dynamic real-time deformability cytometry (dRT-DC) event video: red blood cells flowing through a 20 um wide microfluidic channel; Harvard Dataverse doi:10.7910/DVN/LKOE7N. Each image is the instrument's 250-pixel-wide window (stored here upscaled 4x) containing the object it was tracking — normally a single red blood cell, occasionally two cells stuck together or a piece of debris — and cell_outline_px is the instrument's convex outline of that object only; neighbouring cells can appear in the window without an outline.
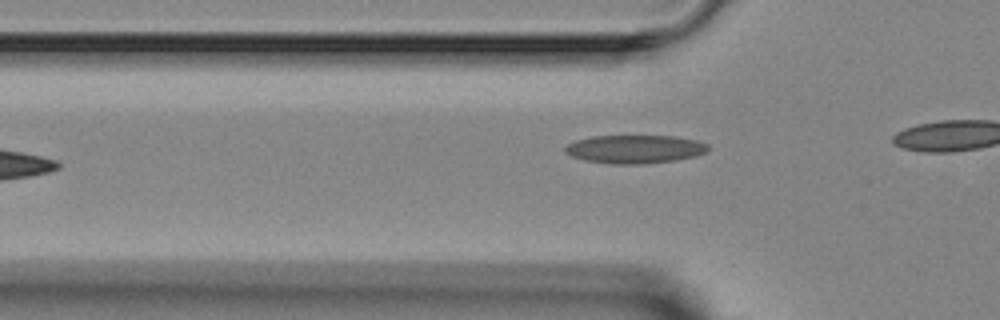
{"species": "Egyptian fruit bat (a non-hibernating species)", "species_latin": "Rousettus aegyptiacus", "temperature_condition": "room temperature", "stored_images_in_passage": 8, "camera_frame_rate_fps": 3000, "um_per_image_px": 0.085, "animal": {"sex": "female"}, "frame": {"image": 1, "passage_image": 5, "time_ms": 4.667, "image_size_px": [1000, 320], "cell_outline_px": [[708, 152], [696, 156], [676, 160], [644, 164], [612, 164], [584, 160], [572, 156], [564, 152], [564, 148], [568, 144], [576, 140], [592, 136], [676, 136], [696, 140], [708, 144]], "centroid_in_image_um": [53.98, 12.68], "position_along_channel_um": 71.8, "area_um2": 23.76}}
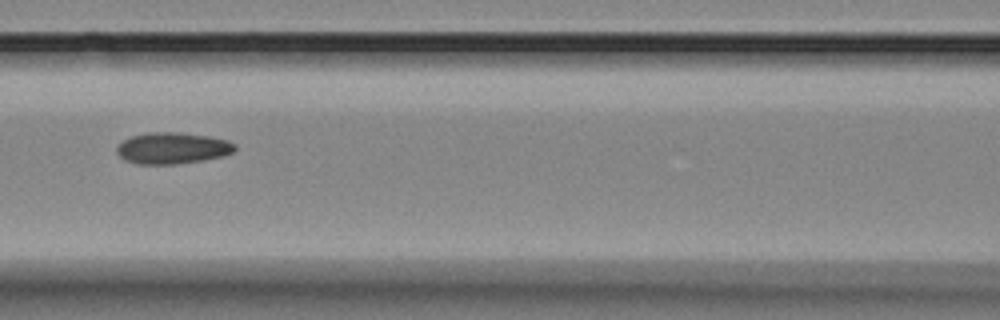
{"frame": {"image": 2, "passage_image": 7, "time_ms": 7.667, "image_size_px": [1000, 320], "cell_outline_px": [[236, 148], [232, 152], [224, 156], [204, 160], [176, 164], [136, 164], [124, 160], [116, 152], [116, 148], [124, 140], [132, 136], [148, 132], [176, 132], [208, 136], [228, 140], [236, 144]], "centroid_in_image_um": [14.66, 12.6], "position_along_channel_um": 151.9, "area_um2": 21.68}}
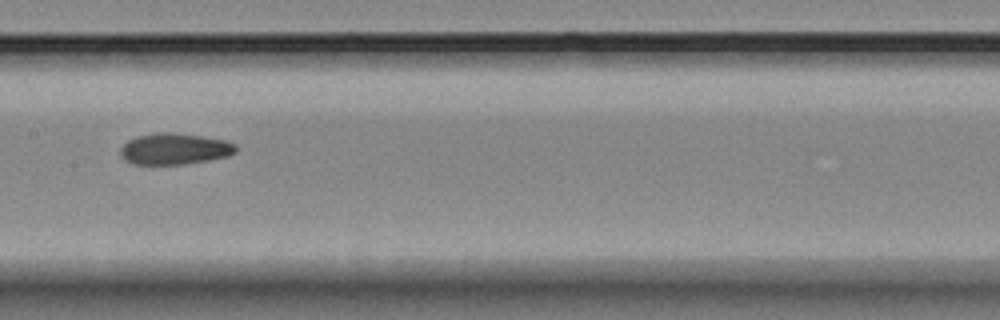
{"frame": {"image": 3, "passage_image": 8, "time_ms": 8.667, "image_size_px": [1000, 320], "cell_outline_px": [[236, 152], [228, 156], [208, 160], [184, 164], [132, 164], [124, 160], [120, 156], [120, 148], [128, 140], [136, 136], [160, 132], [172, 132], [200, 136], [224, 140], [236, 144]], "centroid_in_image_um": [14.8, 12.66], "position_along_channel_um": 192.6, "area_um2": 21.04}}